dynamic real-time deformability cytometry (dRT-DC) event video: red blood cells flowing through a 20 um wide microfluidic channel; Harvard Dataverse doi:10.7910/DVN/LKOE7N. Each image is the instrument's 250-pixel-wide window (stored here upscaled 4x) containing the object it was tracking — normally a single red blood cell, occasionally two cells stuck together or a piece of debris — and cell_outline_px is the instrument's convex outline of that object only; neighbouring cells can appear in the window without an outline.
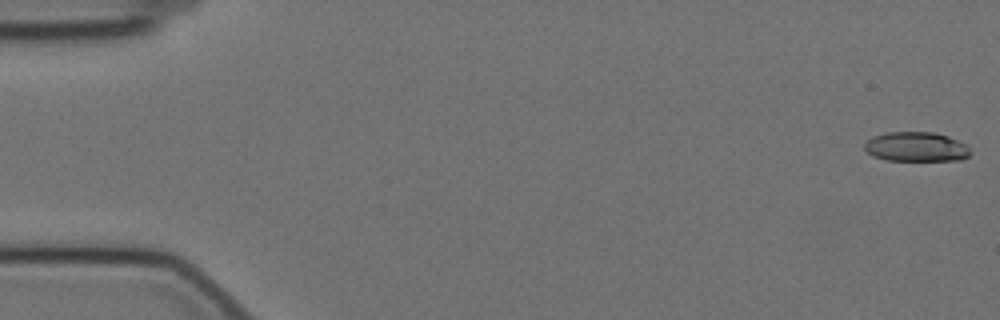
{"species": "Egyptian fruit bat (a non-hibernating species)", "species_latin": "Rousettus aegyptiacus", "temperature_condition": "cold", "stored_images_in_passage": 49, "camera_frame_rate_fps": 3000, "um_per_image_px": 0.085, "animal": {"sex": "female"}, "frame": {"image": 1, "passage_image": 1, "time_ms": 0.0, "image_size_px": [1000, 320], "cell_outline_px": [[972, 152], [968, 156], [960, 160], [884, 160], [872, 156], [864, 148], [864, 144], [872, 136], [888, 132], [936, 132], [948, 136], [968, 144]], "centroid_in_image_um": [77.9, 12.47], "position_along_channel_um": 7.1, "area_um2": 18.44}}
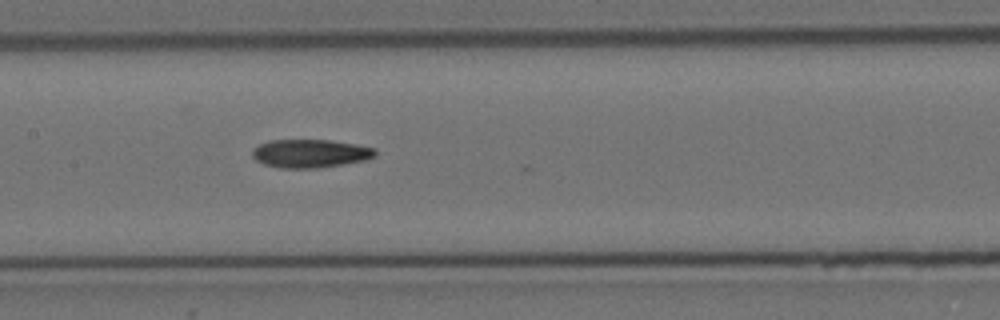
{"frame": {"image": 2, "passage_image": 28, "time_ms": 9.0, "image_size_px": [1000, 320], "cell_outline_px": [[376, 156], [364, 160], [316, 168], [280, 168], [264, 164], [256, 160], [252, 156], [252, 148], [268, 140], [328, 140], [356, 144], [376, 148]], "centroid_in_image_um": [26.34, 13.04], "position_along_channel_um": 181.1, "area_um2": 20.23}}
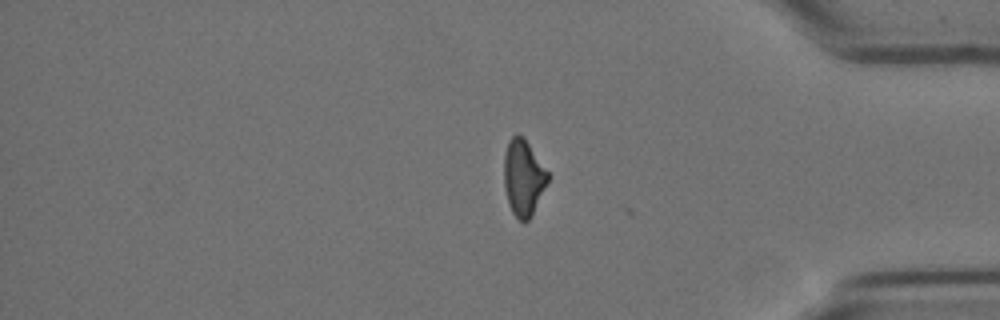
{"frame": {"image": 3, "passage_image": 48, "time_ms": 15.667, "image_size_px": [1000, 320], "cell_outline_px": [[548, 180], [532, 216], [528, 220], [520, 220], [512, 212], [508, 204], [504, 184], [504, 152], [508, 140], [516, 132], [524, 136], [548, 172]], "centroid_in_image_um": [44.46, 15.05], "position_along_channel_um": 390.7, "area_um2": 19.48}, "authors_computed_cell_mechanics": {"area_um2": 20.1722, "velocity_mm_per_s": 3.4956, "shape_relaxation_time_tau1_ms": null, "shape_relaxation_time_tau2_ms": 4.2404, "deformation_change_tau1": null, "deformation_change_tau2": 0.1257}}